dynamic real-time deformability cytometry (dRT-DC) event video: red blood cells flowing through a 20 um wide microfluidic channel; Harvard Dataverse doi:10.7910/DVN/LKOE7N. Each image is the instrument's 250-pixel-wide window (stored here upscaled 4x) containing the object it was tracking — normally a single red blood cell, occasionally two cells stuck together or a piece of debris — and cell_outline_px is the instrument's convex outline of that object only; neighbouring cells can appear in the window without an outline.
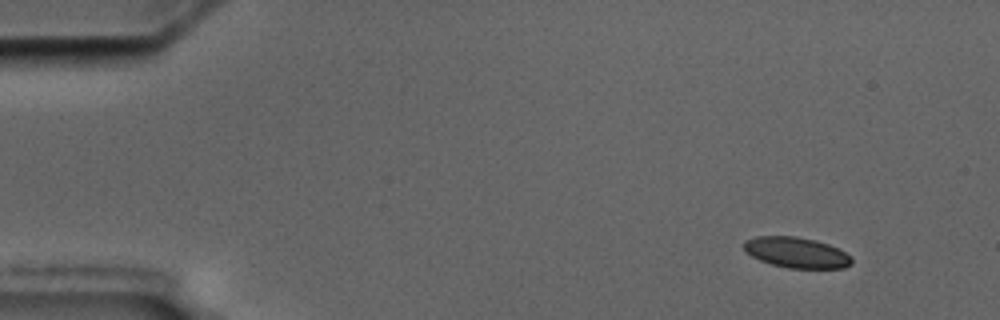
{"species": "common noctule bat (a hibernating species)", "species_latin": "Nyctalus noctula", "temperature_condition": "cold", "stored_images_in_passage": 14, "camera_frame_rate_fps": 3000, "um_per_image_px": 0.085, "animal": {"sex": "male", "body_mass_g": 17.5, "forearm_length_mm": 52.3}, "frame": {"image": 1, "passage_image": 1, "time_ms": 0.0, "image_size_px": [1000, 320], "cell_outline_px": [[852, 264], [844, 268], [788, 268], [772, 264], [760, 260], [752, 256], [744, 248], [744, 240], [756, 236], [796, 236], [828, 244], [852, 256]], "centroid_in_image_um": [67.7, 21.47], "position_along_channel_um": 17.3, "area_um2": 19.07}}
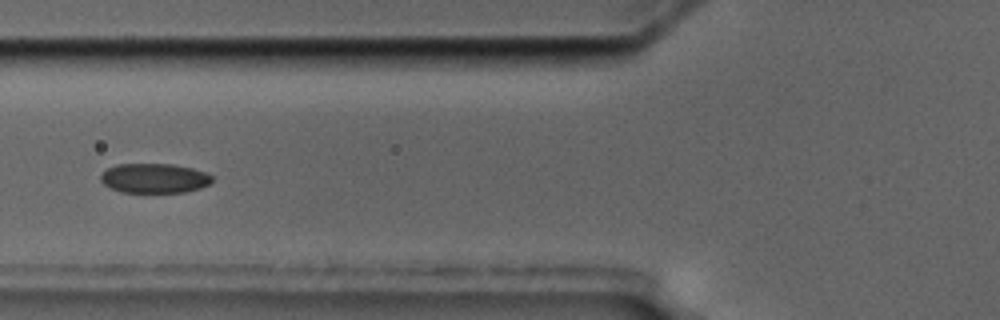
{"frame": {"image": 2, "passage_image": 5, "time_ms": 5.667, "image_size_px": [1000, 320], "cell_outline_px": [[212, 180], [208, 184], [200, 188], [184, 192], [120, 192], [104, 184], [100, 180], [100, 176], [108, 168], [116, 164], [172, 164], [192, 168], [204, 172], [212, 176]], "centroid_in_image_um": [13.1, 15.14], "position_along_channel_um": 112.7, "area_um2": 19.07}}
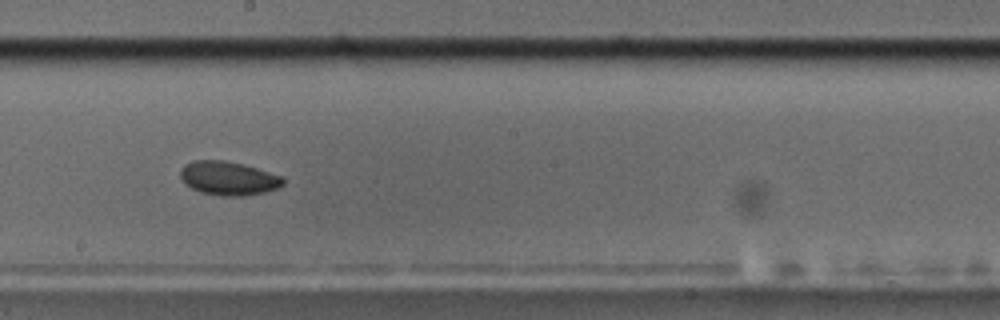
{"frame": {"image": 3, "passage_image": 8, "time_ms": 9.0, "image_size_px": [1000, 320], "cell_outline_px": [[284, 184], [280, 188], [264, 192], [244, 196], [220, 196], [200, 192], [184, 184], [180, 176], [180, 168], [184, 164], [192, 160], [224, 160], [244, 164], [284, 176]], "centroid_in_image_um": [19.42, 15.15], "position_along_channel_um": 228.8, "area_um2": 20.63}, "authors_computed_cell_mechanics": {"area_um2": 19.9988, "velocity_mm_per_s": 3.4978, "shape_relaxation_time_tau1_ms": 7.4025, "shape_relaxation_time_tau2_ms": null, "deformation_change_tau1": 0.1083, "deformation_change_tau2": null}}